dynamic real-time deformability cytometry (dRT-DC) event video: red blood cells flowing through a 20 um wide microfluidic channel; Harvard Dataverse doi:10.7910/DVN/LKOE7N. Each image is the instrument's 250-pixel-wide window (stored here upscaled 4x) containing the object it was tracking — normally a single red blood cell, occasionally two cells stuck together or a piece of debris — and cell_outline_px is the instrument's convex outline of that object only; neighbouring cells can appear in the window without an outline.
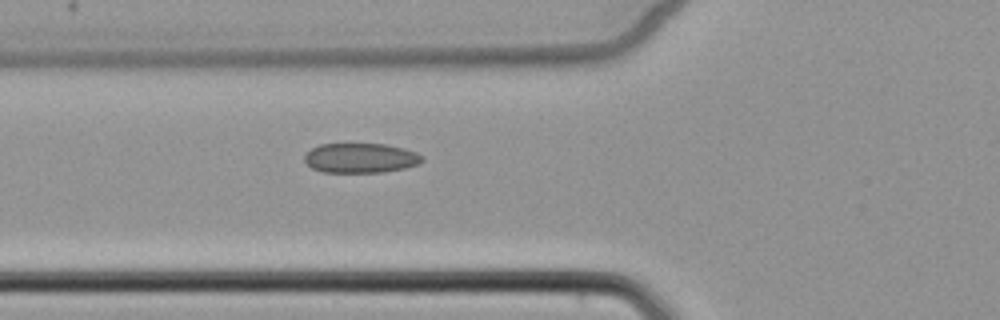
{"species": "common noctule bat (a hibernating species)", "species_latin": "Nyctalus noctula", "temperature_condition": "cold", "stored_images_in_passage": 8, "camera_frame_rate_fps": 3000, "um_per_image_px": 0.085, "animal": {"sex": "female", "body_mass_g": 22.7, "forearm_length_mm": 54.2}, "frame": {"image": 1, "passage_image": 8, "time_ms": 8.333, "image_size_px": [1000, 320], "cell_outline_px": [[424, 160], [416, 164], [404, 168], [380, 172], [324, 172], [312, 168], [304, 160], [304, 156], [312, 148], [320, 144], [384, 144], [404, 148], [416, 152], [424, 156]], "centroid_in_image_um": [30.65, 13.42], "position_along_channel_um": 95.1, "area_um2": 20.23}}